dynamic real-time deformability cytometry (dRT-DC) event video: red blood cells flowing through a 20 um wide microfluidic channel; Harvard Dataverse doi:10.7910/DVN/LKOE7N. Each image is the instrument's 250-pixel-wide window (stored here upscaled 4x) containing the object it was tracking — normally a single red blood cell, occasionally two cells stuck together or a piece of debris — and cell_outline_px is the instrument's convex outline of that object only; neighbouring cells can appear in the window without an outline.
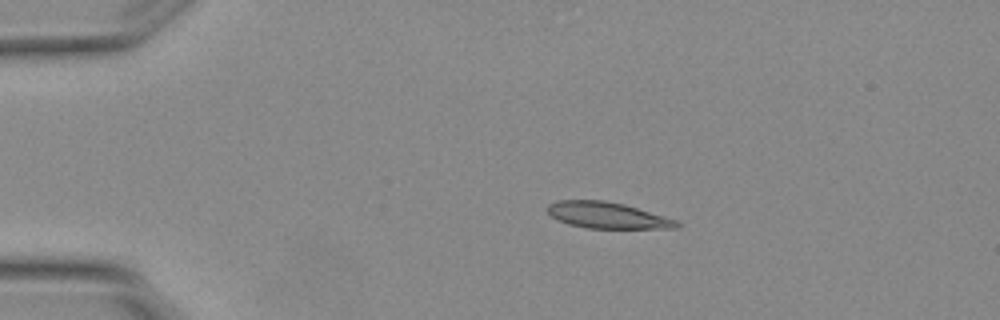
{"species": "Egyptian fruit bat (a non-hibernating species)", "species_latin": "Rousettus aegyptiacus", "temperature_condition": "warm", "stored_images_in_passage": 5, "camera_frame_rate_fps": 3000, "um_per_image_px": 0.085, "animal": {"sex": "female"}, "frame": {"image": 1, "passage_image": 2, "time_ms": 0.333, "image_size_px": [1000, 320], "cell_outline_px": [[680, 228], [588, 228], [568, 224], [556, 220], [548, 212], [548, 204], [556, 200], [604, 200], [624, 204], [664, 216], [676, 220], [680, 224]], "centroid_in_image_um": [51.59, 18.29], "position_along_channel_um": 33.4, "area_um2": 19.71}}
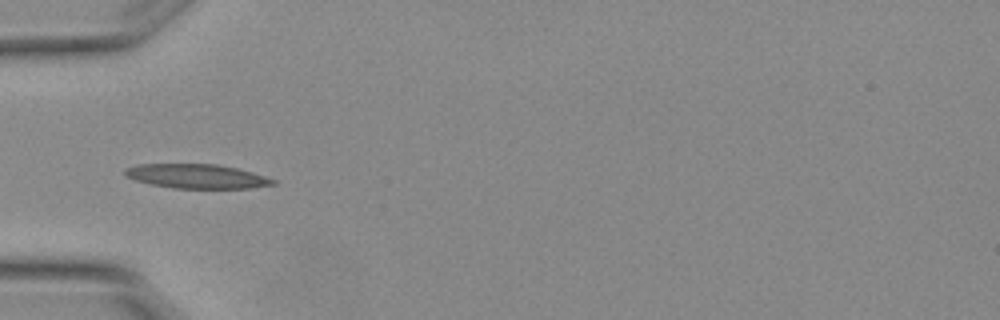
{"frame": {"image": 2, "passage_image": 4, "time_ms": 1.0, "image_size_px": [1000, 320], "cell_outline_px": [[276, 184], [248, 188], [172, 188], [152, 184], [136, 180], [124, 176], [124, 168], [136, 164], [216, 164], [236, 168], [252, 172], [276, 180]], "centroid_in_image_um": [16.68, 14.97], "position_along_channel_um": 68.3, "area_um2": 20.87}}
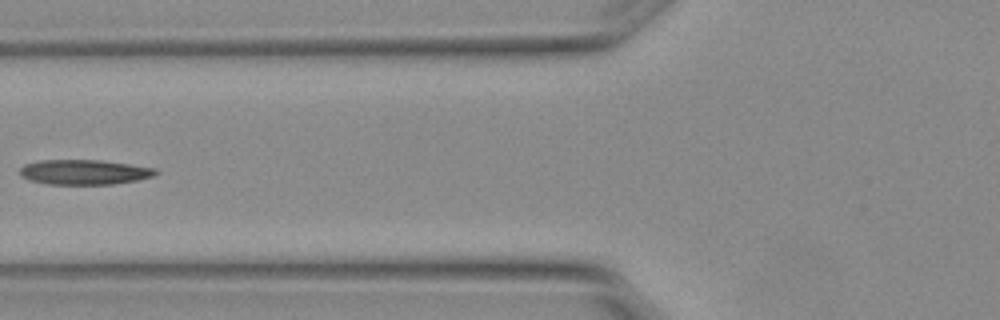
{"frame": {"image": 3, "passage_image": 5, "time_ms": 1.333, "image_size_px": [1000, 320], "cell_outline_px": [[160, 172], [152, 176], [136, 180], [112, 184], [44, 184], [28, 180], [20, 176], [20, 168], [24, 164], [40, 160], [100, 160], [156, 168]], "centroid_in_image_um": [7.12, 14.63], "position_along_channel_um": 118.7, "area_um2": 19.77}}